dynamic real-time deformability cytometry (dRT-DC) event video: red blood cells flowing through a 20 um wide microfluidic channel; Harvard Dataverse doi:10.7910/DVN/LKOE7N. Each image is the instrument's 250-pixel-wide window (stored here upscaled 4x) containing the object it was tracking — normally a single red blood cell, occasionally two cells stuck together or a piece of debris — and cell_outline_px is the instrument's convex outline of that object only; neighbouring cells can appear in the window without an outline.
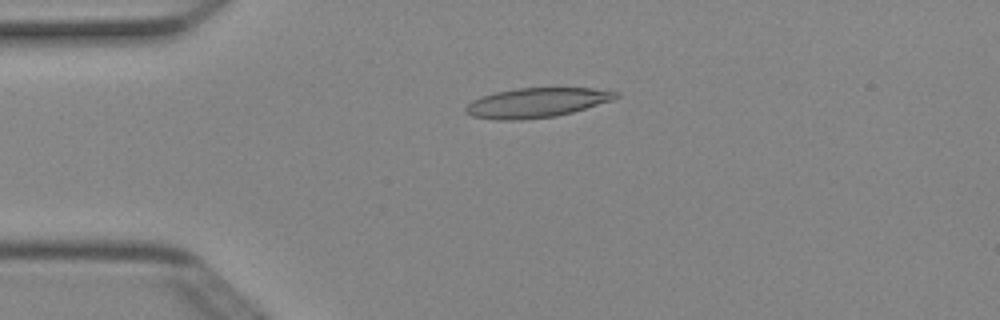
{"species": "Egyptian fruit bat (a non-hibernating species)", "species_latin": "Rousettus aegyptiacus", "temperature_condition": "cold", "stored_images_in_passage": 7, "camera_frame_rate_fps": 3000, "um_per_image_px": 0.085, "animal": {"sex": "female"}, "frame": {"image": 1, "passage_image": 4, "time_ms": 1.0, "image_size_px": [1000, 320], "cell_outline_px": [[620, 96], [612, 100], [572, 112], [556, 116], [516, 120], [496, 120], [472, 116], [464, 108], [472, 100], [480, 96], [496, 92], [516, 88], [592, 88], [620, 92]], "centroid_in_image_um": [45.61, 8.72], "position_along_channel_um": 39.4, "area_um2": 25.78}}
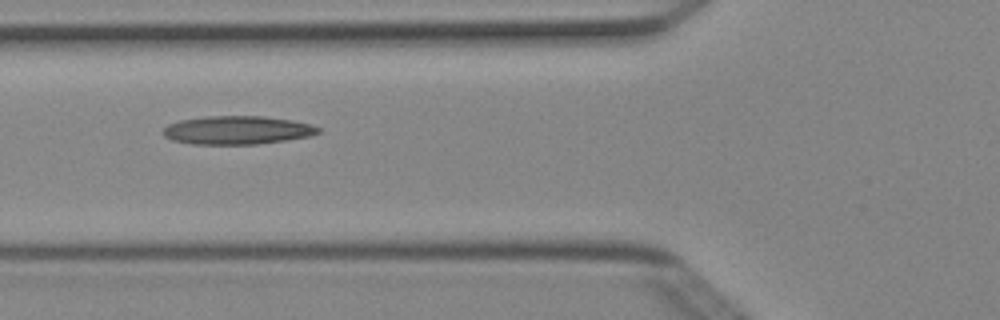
{"frame": {"image": 2, "passage_image": 6, "time_ms": 1.667, "image_size_px": [1000, 320], "cell_outline_px": [[320, 132], [308, 136], [288, 140], [260, 144], [192, 144], [172, 140], [164, 136], [160, 132], [168, 124], [180, 120], [208, 116], [264, 116], [292, 120], [308, 124], [320, 128]], "centroid_in_image_um": [20.13, 11.06], "position_along_channel_um": 105.7, "area_um2": 25.72}}
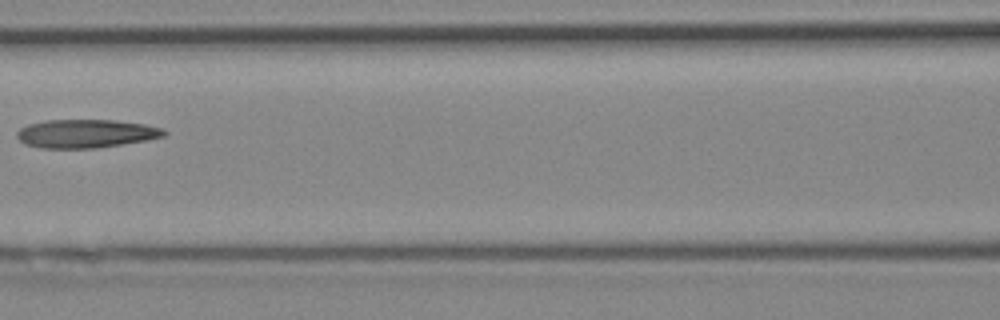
{"frame": {"image": 3, "passage_image": 7, "time_ms": 2.0, "image_size_px": [1000, 320], "cell_outline_px": [[168, 132], [164, 136], [148, 140], [96, 148], [40, 148], [24, 144], [16, 136], [16, 132], [20, 128], [28, 124], [48, 120], [116, 120], [144, 124], [164, 128]], "centroid_in_image_um": [7.31, 11.35], "position_along_channel_um": 159.3, "area_um2": 24.51}}